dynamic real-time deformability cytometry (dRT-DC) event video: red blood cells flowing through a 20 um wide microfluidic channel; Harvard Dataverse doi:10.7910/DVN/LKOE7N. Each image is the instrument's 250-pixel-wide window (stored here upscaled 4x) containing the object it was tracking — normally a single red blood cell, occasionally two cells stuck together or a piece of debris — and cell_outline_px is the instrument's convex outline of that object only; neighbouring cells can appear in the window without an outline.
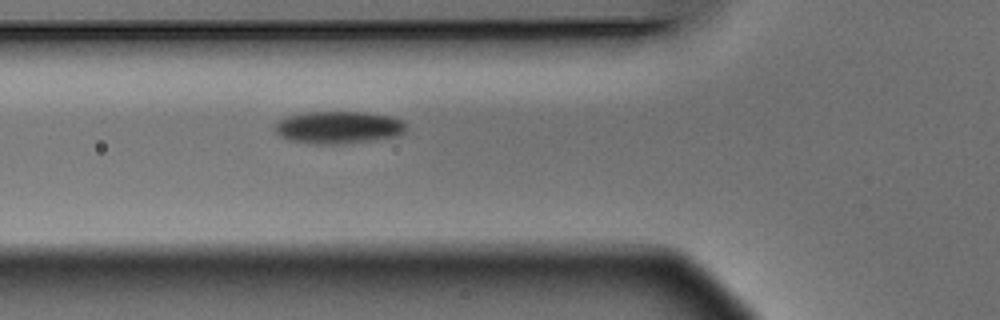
{"species": "Egyptian fruit bat (a non-hibernating species)", "species_latin": "Rousettus aegyptiacus", "temperature_condition": "warm", "stored_images_in_passage": 5, "camera_frame_rate_fps": 3000, "um_per_image_px": 0.085, "animal": {"sex": "male"}, "frame": {"image": 1, "passage_image": 5, "time_ms": 1.333, "image_size_px": [1000, 320], "cell_outline_px": [[404, 132], [396, 136], [372, 140], [340, 144], [308, 144], [288, 140], [280, 136], [272, 128], [280, 120], [288, 116], [308, 112], [364, 112], [392, 116], [400, 120], [404, 124]], "centroid_in_image_um": [28.72, 10.84], "position_along_channel_um": 97.1, "area_um2": 24.74}}